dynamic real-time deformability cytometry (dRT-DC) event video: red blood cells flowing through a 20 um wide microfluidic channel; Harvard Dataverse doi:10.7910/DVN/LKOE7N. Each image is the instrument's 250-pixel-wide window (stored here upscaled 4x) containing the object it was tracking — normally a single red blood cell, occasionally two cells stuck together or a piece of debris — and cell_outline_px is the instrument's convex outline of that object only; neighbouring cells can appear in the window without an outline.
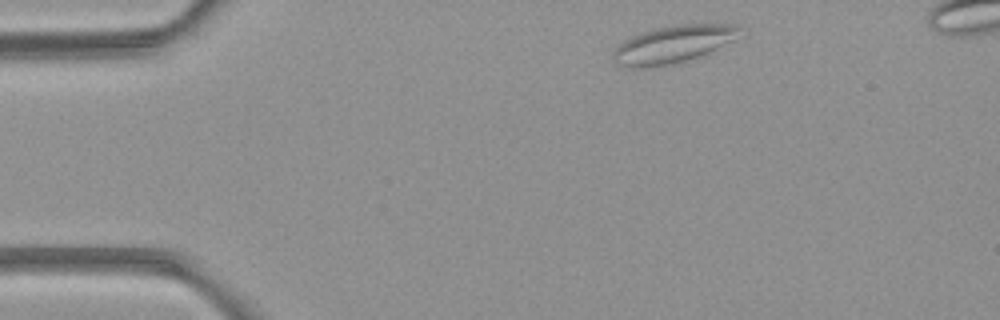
{"species": "common noctule bat (a hibernating species)", "species_latin": "Nyctalus noctula", "temperature_condition": "room temperature", "stored_images_in_passage": 4, "camera_frame_rate_fps": 3000, "um_per_image_px": 0.085, "animal": {"sex": "female", "body_mass_g": 21.9}, "frame": {"image": 1, "passage_image": 1, "time_ms": 0.0, "image_size_px": [1000, 320], "cell_outline_px": [[740, 28], [732, 40], [704, 56], [672, 64], [652, 68], [632, 68], [616, 64], [612, 60], [612, 52], [624, 40], [640, 32], [652, 28], [676, 24], [736, 24]], "centroid_in_image_um": [57.14, 3.78], "position_along_channel_um": 27.9, "area_um2": 27.92}}